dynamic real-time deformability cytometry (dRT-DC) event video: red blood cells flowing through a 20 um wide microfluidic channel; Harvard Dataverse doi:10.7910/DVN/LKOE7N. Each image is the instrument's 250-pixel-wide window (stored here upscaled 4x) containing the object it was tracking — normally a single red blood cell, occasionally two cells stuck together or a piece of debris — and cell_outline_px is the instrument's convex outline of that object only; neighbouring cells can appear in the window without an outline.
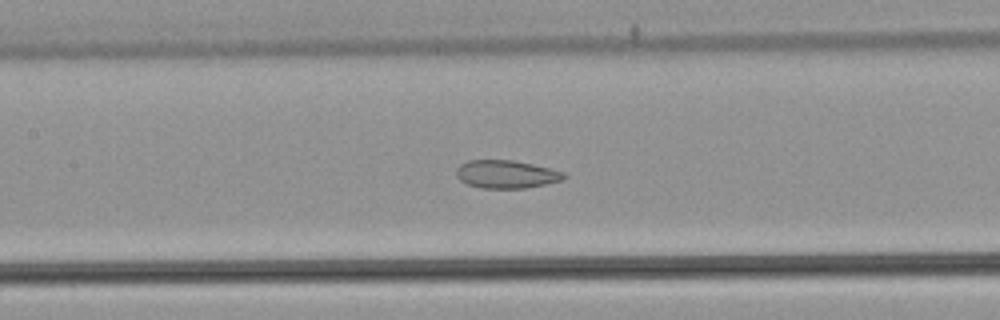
{"species": "common noctule bat (a hibernating species)", "species_latin": "Nyctalus noctula", "temperature_condition": "warm", "stored_images_in_passage": 54, "camera_frame_rate_fps": 3000, "um_per_image_px": 0.085, "animal": {"sex": "male", "body_mass_g": 21.5, "forearm_length_mm": 52.0}, "frame": {"image": 1, "passage_image": 26, "time_ms": 8.333, "image_size_px": [1000, 320], "cell_outline_px": [[568, 176], [564, 180], [524, 188], [480, 188], [468, 184], [460, 180], [456, 176], [456, 168], [460, 164], [468, 160], [512, 160], [532, 164], [564, 172]], "centroid_in_image_um": [43.02, 14.81], "position_along_channel_um": 164.4, "area_um2": 17.57}}
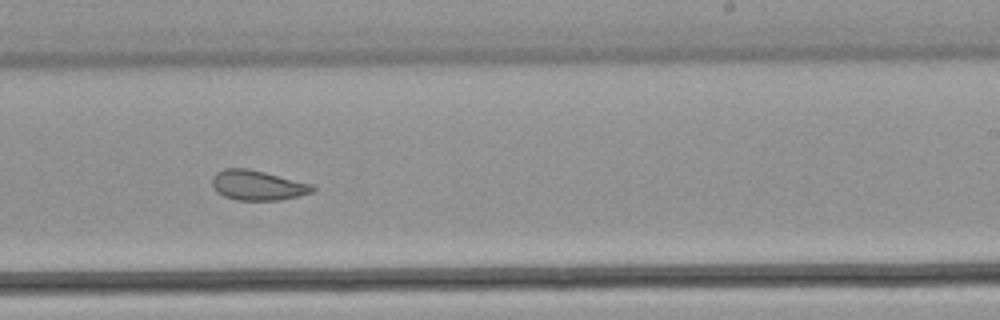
{"frame": {"image": 2, "passage_image": 34, "time_ms": 11.0, "image_size_px": [1000, 320], "cell_outline_px": [[316, 188], [312, 192], [280, 200], [236, 200], [224, 196], [216, 192], [212, 188], [212, 176], [216, 172], [224, 168], [248, 168], [312, 184]], "centroid_in_image_um": [21.84, 15.74], "position_along_channel_um": 267.2, "area_um2": 17.51}}
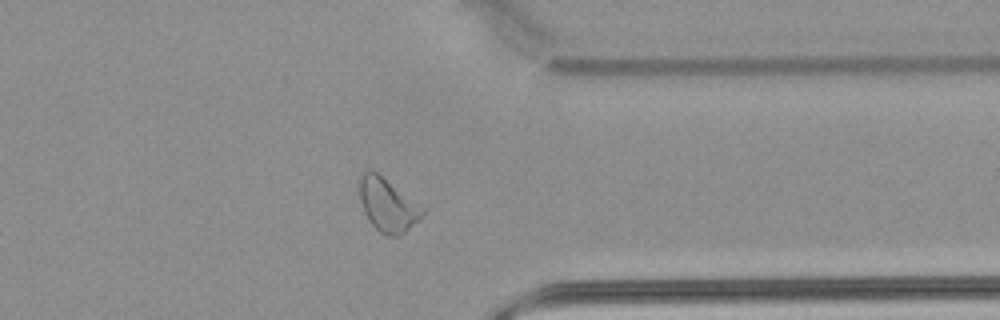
{"frame": {"image": 3, "passage_image": 43, "time_ms": 14.0, "image_size_px": [1000, 320], "cell_outline_px": [[424, 212], [404, 232], [396, 236], [388, 236], [380, 232], [368, 220], [364, 212], [360, 200], [360, 176], [364, 172], [376, 172], [424, 208]], "centroid_in_image_um": [32.91, 17.44], "position_along_channel_um": 378.5, "area_um2": 18.73}, "authors_computed_cell_mechanics": {"area_um2": 21.5594, "velocity_mm_per_s": 3.8692, "shape_relaxation_time_tau1_ms": null, "shape_relaxation_time_tau2_ms": 2.4094, "deformation_change_tau1": null, "deformation_change_tau2": 0.0833}}